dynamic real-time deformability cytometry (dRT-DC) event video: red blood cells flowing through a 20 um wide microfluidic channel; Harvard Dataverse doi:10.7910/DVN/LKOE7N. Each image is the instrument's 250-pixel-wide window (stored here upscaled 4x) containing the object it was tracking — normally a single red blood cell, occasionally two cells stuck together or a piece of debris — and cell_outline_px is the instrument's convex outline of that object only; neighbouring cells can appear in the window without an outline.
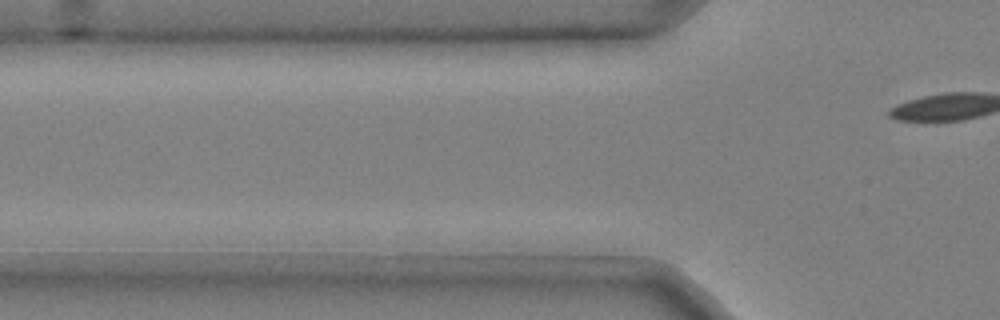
{"species": "common noctule bat (a hibernating species)", "species_latin": "Nyctalus noctula", "temperature_condition": "cold", "stored_images_in_passage": 4, "camera_frame_rate_fps": 3000, "um_per_image_px": 0.085, "animal": {"sex": "male", "body_mass_g": 20.4}, "frame": {"image": 1, "passage_image": 2, "time_ms": 0.333, "image_size_px": [1000, 320], "cell_outline_px": [[716, 296], [712, 296], [576, 256], [596, 252], [652, 256], [664, 260], [680, 268], [712, 292]], "centroid_in_image_um": [55.2, 22.88], "position_along_channel_um": 70.6, "area_um2": 14.16}}